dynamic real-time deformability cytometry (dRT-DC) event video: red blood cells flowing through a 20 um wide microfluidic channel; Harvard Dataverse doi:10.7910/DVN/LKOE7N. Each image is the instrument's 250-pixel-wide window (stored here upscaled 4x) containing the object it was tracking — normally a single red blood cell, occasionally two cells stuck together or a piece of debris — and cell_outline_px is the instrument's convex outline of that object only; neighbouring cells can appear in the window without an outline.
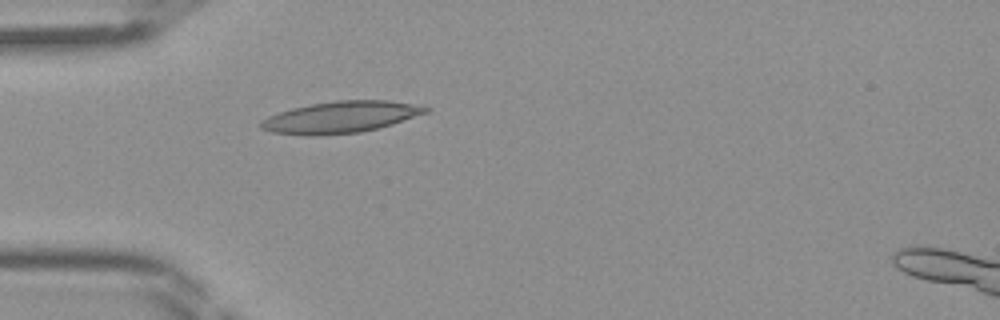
{"species": "Egyptian fruit bat (a non-hibernating species)", "species_latin": "Rousettus aegyptiacus", "temperature_condition": "room temperature", "stored_images_in_passage": 44, "camera_frame_rate_fps": 3000, "um_per_image_px": 0.085, "frame": {"image": 1, "passage_image": 13, "time_ms": 4.0, "image_size_px": [1000, 320], "cell_outline_px": [[432, 108], [428, 112], [392, 124], [360, 132], [316, 136], [272, 132], [260, 128], [260, 120], [268, 116], [292, 108], [312, 104], [336, 100], [388, 100], [412, 104]], "centroid_in_image_um": [28.94, 9.95], "position_along_channel_um": 56.1, "area_um2": 30.11}}
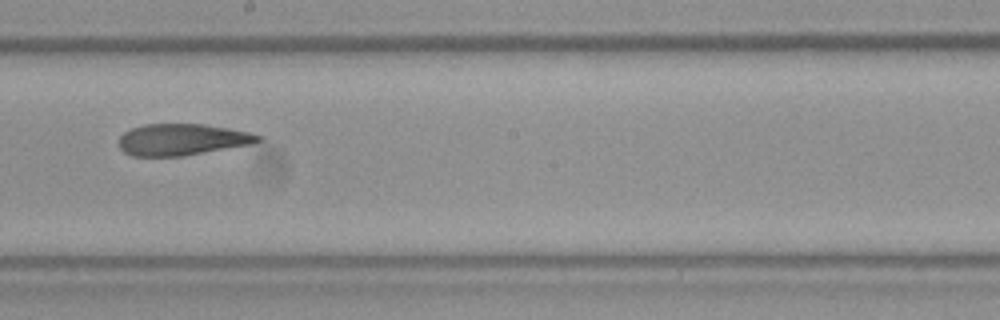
{"frame": {"image": 2, "passage_image": 25, "time_ms": 8.0, "image_size_px": [1000, 320], "cell_outline_px": [[260, 140], [252, 144], [184, 156], [132, 156], [124, 152], [120, 148], [120, 136], [124, 132], [132, 128], [144, 124], [204, 124], [252, 132], [260, 136]], "centroid_in_image_um": [15.48, 11.86], "position_along_channel_um": 232.7, "area_um2": 25.55}}
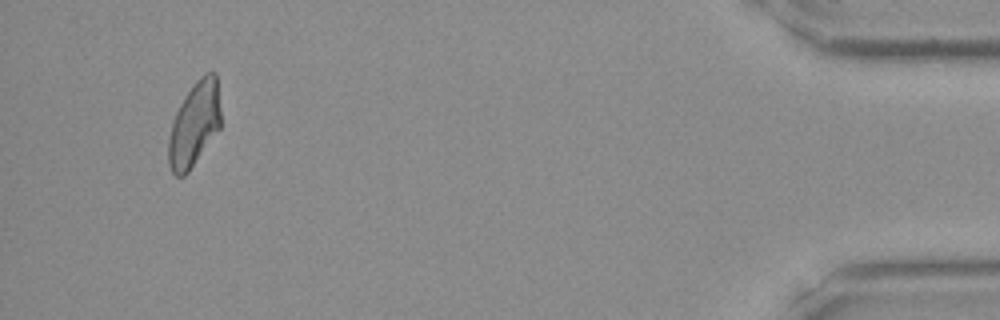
{"frame": {"image": 3, "passage_image": 42, "time_ms": 13.667, "image_size_px": [1000, 320], "cell_outline_px": [[220, 128], [188, 172], [184, 176], [176, 176], [172, 172], [168, 164], [168, 140], [172, 124], [176, 112], [184, 96], [196, 80], [204, 72], [212, 68], [216, 72], [220, 112]], "centroid_in_image_um": [16.52, 10.52], "position_along_channel_um": 418.7, "area_um2": 25.78}}